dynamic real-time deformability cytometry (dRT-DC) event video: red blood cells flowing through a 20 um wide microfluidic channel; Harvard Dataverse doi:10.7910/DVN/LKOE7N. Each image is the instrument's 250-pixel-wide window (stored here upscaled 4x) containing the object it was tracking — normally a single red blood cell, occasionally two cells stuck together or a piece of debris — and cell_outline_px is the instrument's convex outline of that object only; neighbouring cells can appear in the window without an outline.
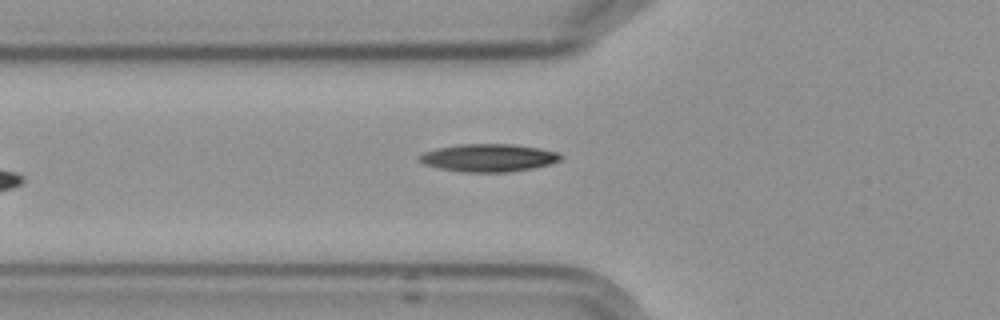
{"species": "Egyptian fruit bat (a non-hibernating species)", "species_latin": "Rousettus aegyptiacus", "temperature_condition": "cold", "stored_images_in_passage": 5, "camera_frame_rate_fps": 3000, "um_per_image_px": 0.085, "frame": {"image": 1, "passage_image": 5, "time_ms": 4.333, "image_size_px": [1000, 320], "cell_outline_px": [[560, 160], [548, 164], [532, 168], [508, 172], [464, 172], [440, 168], [424, 164], [420, 160], [420, 156], [424, 152], [436, 148], [460, 144], [512, 144], [540, 148], [556, 152], [560, 156]], "centroid_in_image_um": [41.51, 13.41], "position_along_channel_um": 84.3, "area_um2": 22.54}}